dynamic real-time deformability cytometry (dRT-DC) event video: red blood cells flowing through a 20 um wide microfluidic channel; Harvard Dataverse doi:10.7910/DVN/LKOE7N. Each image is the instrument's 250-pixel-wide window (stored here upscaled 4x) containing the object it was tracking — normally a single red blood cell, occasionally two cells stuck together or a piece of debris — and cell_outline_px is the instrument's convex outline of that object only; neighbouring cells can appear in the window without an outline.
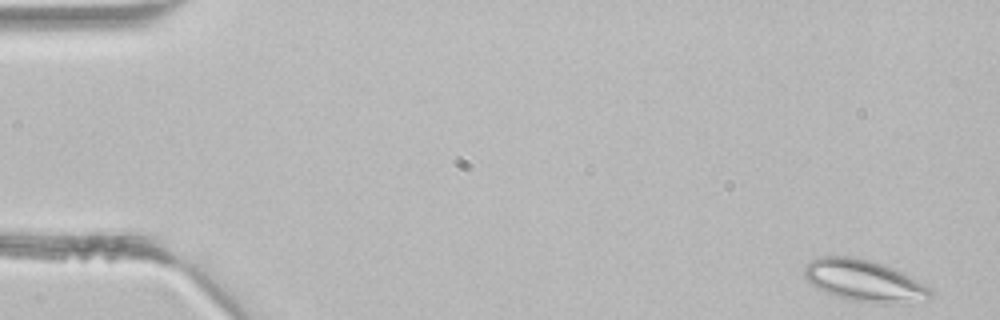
{"species": "common noctule bat (a hibernating species)", "species_latin": "Nyctalus noctula", "temperature_condition": "room temperature", "stored_images_in_passage": 43, "segment_of_instrument_passage": [1, 2], "camera_frame_rate_fps": 3000, "um_per_image_px": 0.085, "animal": {"sex": "male", "body_mass_g": 21.5, "forearm_length_mm": 52.0}, "frame": {"image": 1, "passage_image": 1, "time_ms": 0.0, "image_size_px": [1000, 320], "cell_outline_px": [[932, 296], [928, 300], [904, 304], [876, 304], [848, 300], [836, 296], [816, 288], [804, 276], [804, 268], [812, 260], [820, 256], [856, 256], [884, 264], [904, 272], [932, 288]], "centroid_in_image_um": [73.53, 23.88], "position_along_channel_um": 11.5, "area_um2": 31.33}}
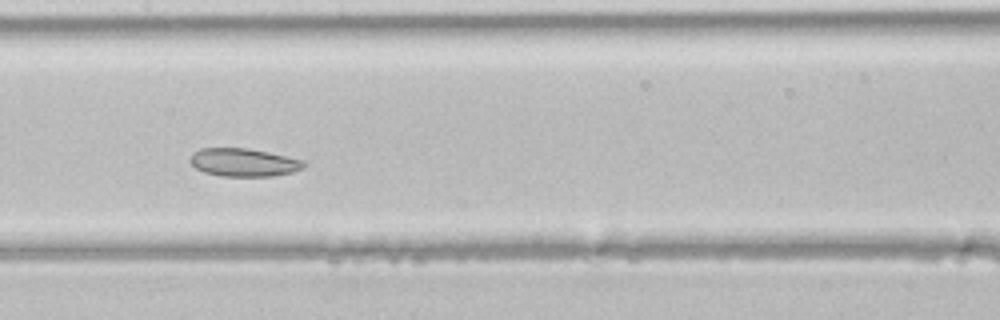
{"frame": {"image": 2, "passage_image": 21, "time_ms": 6.667, "image_size_px": [1000, 320], "cell_outline_px": [[304, 168], [292, 172], [272, 176], [220, 176], [204, 172], [196, 168], [188, 160], [192, 152], [200, 148], [248, 148], [268, 152], [304, 160]], "centroid_in_image_um": [20.68, 13.8], "position_along_channel_um": 186.7, "area_um2": 18.67}}
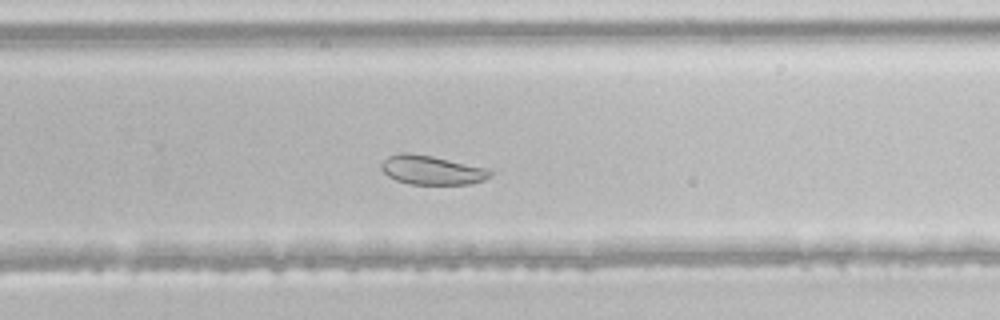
{"frame": {"image": 3, "passage_image": 28, "time_ms": 9.0, "image_size_px": [1000, 320], "cell_outline_px": [[492, 176], [484, 180], [472, 184], [408, 184], [396, 180], [388, 176], [380, 168], [380, 164], [388, 156], [400, 152], [408, 152], [432, 156], [492, 168]], "centroid_in_image_um": [36.74, 14.45], "position_along_channel_um": 293.1, "area_um2": 18.84}}